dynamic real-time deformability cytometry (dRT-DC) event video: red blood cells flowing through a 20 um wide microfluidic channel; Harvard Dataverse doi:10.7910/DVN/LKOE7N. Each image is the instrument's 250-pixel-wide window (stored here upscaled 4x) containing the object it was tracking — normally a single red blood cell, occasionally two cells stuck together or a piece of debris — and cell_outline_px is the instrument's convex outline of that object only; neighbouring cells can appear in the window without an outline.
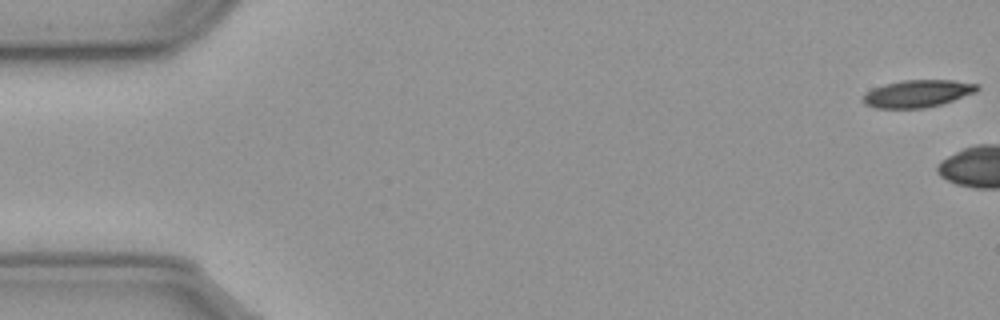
{"species": "common noctule bat (a hibernating species)", "species_latin": "Nyctalus noctula", "temperature_condition": "cold", "stored_images_in_passage": 7, "camera_frame_rate_fps": 3000, "um_per_image_px": 0.085, "animal": {"sex": "male", "body_mass_g": 23.1, "forearm_length_mm": 52.7}, "frame": {"image": 1, "passage_image": 1, "time_ms": 0.0, "image_size_px": [1000, 320], "cell_outline_px": [[980, 88], [972, 92], [952, 100], [940, 104], [924, 108], [876, 108], [864, 104], [860, 100], [872, 88], [904, 80], [952, 80], [976, 84]], "centroid_in_image_um": [77.93, 7.96], "position_along_channel_um": 7.1, "area_um2": 17.74}}